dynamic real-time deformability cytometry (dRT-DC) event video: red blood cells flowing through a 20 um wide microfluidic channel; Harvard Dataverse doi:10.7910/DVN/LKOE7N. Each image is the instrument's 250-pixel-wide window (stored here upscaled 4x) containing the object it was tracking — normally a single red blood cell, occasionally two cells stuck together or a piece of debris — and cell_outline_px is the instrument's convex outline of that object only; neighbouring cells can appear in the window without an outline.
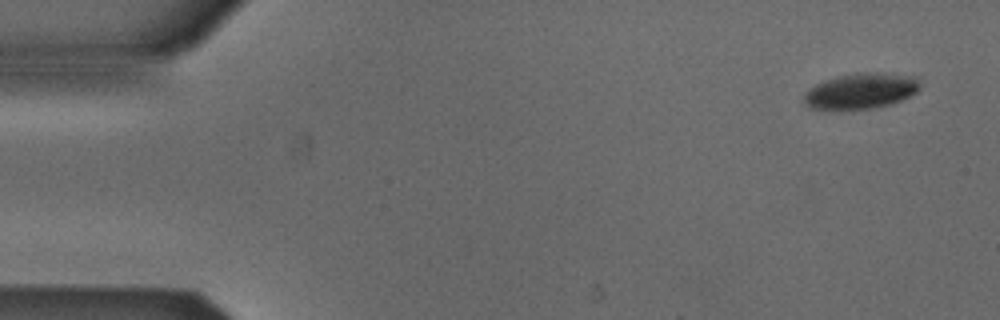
{"species": "Egyptian fruit bat (a non-hibernating species)", "species_latin": "Rousettus aegyptiacus", "temperature_condition": "cold", "stored_images_in_passage": 4, "camera_frame_rate_fps": 3000, "um_per_image_px": 0.085, "animal": {"sex": "male"}, "frame": {"image": 1, "passage_image": 1, "time_ms": 0.0, "image_size_px": [1000, 320], "cell_outline_px": [[920, 88], [916, 92], [900, 100], [888, 104], [868, 108], [808, 108], [804, 104], [804, 92], [808, 88], [816, 84], [836, 76], [856, 72], [880, 72], [916, 76], [920, 84]], "centroid_in_image_um": [73.17, 7.69], "position_along_channel_um": 11.8, "area_um2": 23.87}}
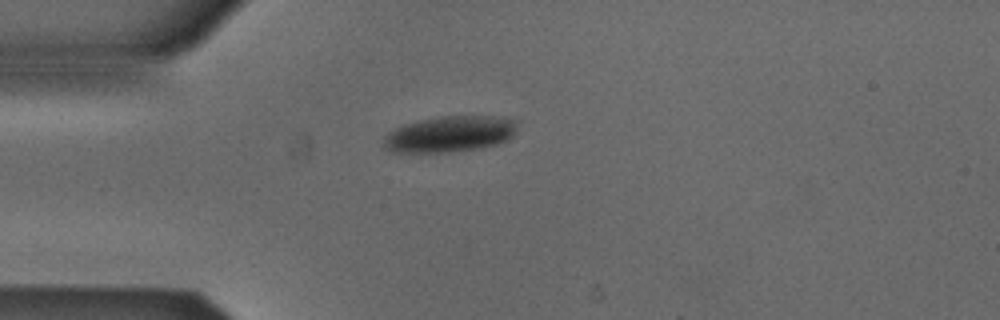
{"frame": {"image": 2, "passage_image": 4, "time_ms": 1.0, "image_size_px": [1000, 320], "cell_outline_px": [[516, 128], [512, 136], [508, 140], [496, 144], [480, 148], [448, 152], [392, 152], [384, 144], [384, 136], [388, 132], [404, 124], [416, 120], [440, 116], [492, 116], [516, 120]], "centroid_in_image_um": [38.22, 11.39], "position_along_channel_um": 46.8, "area_um2": 27.98}}